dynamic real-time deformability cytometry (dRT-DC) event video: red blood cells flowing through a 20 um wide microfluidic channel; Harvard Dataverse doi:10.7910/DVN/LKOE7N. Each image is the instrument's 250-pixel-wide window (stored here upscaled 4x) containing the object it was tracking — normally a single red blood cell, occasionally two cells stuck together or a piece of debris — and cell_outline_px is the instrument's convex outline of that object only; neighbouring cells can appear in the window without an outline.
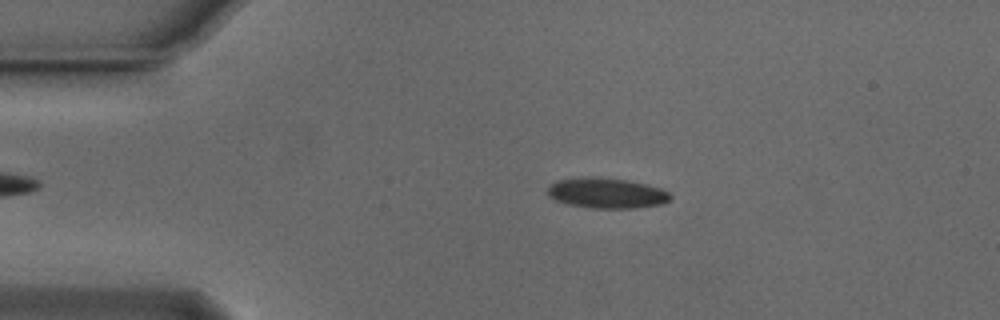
{"species": "Egyptian fruit bat (a non-hibernating species)", "species_latin": "Rousettus aegyptiacus", "temperature_condition": "cold", "stored_images_in_passage": 53, "camera_frame_rate_fps": 3000, "um_per_image_px": 0.085, "animal": {"sex": "male"}, "frame": {"image": 1, "passage_image": 10, "time_ms": 3.0, "image_size_px": [1000, 320], "cell_outline_px": [[672, 196], [668, 200], [660, 204], [632, 208], [592, 208], [568, 204], [556, 200], [548, 196], [548, 188], [556, 180], [580, 176], [596, 176], [628, 180], [660, 188], [668, 192]], "centroid_in_image_um": [51.52, 16.39], "position_along_channel_um": 33.5, "area_um2": 21.73}}
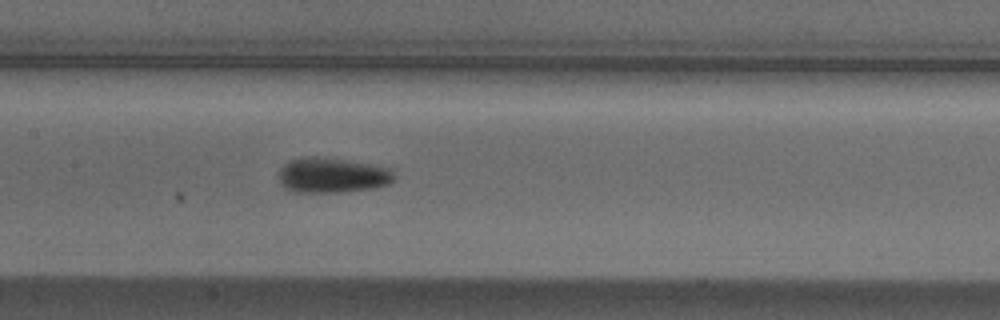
{"frame": {"image": 2, "passage_image": 25, "time_ms": 8.0, "image_size_px": [1000, 320], "cell_outline_px": [[396, 176], [388, 184], [372, 188], [340, 192], [292, 192], [284, 188], [280, 184], [276, 176], [276, 172], [288, 160], [300, 156], [316, 156], [344, 160], [392, 168]], "centroid_in_image_um": [28.14, 14.89], "position_along_channel_um": 179.3, "area_um2": 24.04}}
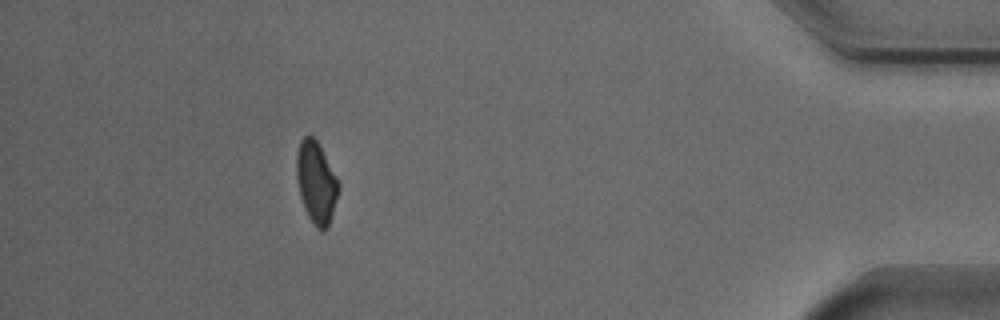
{"frame": {"image": 3, "passage_image": 48, "time_ms": 15.667, "image_size_px": [1000, 320], "cell_outline_px": [[340, 188], [328, 228], [316, 228], [308, 216], [304, 208], [300, 196], [296, 176], [296, 156], [300, 140], [304, 136], [312, 136], [316, 140], [336, 176], [340, 184]], "centroid_in_image_um": [26.87, 15.51], "position_along_channel_um": 408.3, "area_um2": 19.83}, "authors_computed_cell_mechanics": {"area_um2": 21.386, "velocity_mm_per_s": 3.7443, "shape_relaxation_time_tau1_ms": 2.8177, "shape_relaxation_time_tau2_ms": null, "deformation_change_tau1": 0.0953, "deformation_change_tau2": null}}